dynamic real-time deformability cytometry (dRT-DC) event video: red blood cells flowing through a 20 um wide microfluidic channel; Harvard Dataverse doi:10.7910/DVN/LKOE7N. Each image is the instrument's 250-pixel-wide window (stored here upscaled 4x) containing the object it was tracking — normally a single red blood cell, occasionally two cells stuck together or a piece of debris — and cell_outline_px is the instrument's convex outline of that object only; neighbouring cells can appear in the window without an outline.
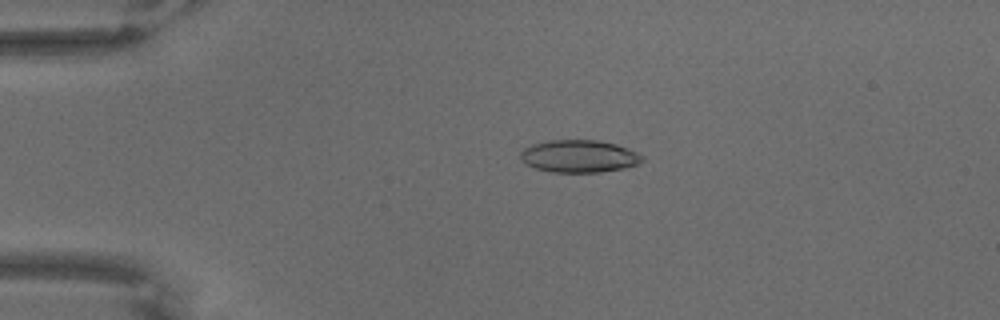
{"species": "common noctule bat (a hibernating species)", "species_latin": "Nyctalus noctula", "temperature_condition": "warm", "stored_images_in_passage": 67, "camera_frame_rate_fps": 3000, "um_per_image_px": 0.085, "animal": {"sex": "male", "body_mass_g": 18.8}, "frame": {"image": 1, "passage_image": 15, "time_ms": 4.667, "image_size_px": [1000, 320], "cell_outline_px": [[644, 160], [640, 164], [624, 168], [600, 172], [552, 172], [536, 168], [520, 160], [520, 152], [524, 148], [532, 144], [552, 140], [600, 140], [616, 144], [628, 148], [644, 156]], "centroid_in_image_um": [49.25, 13.28], "position_along_channel_um": 35.7, "area_um2": 23.12}}
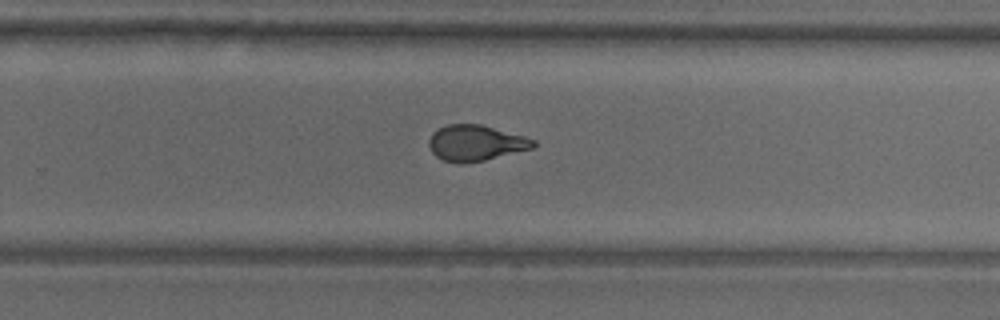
{"frame": {"image": 2, "passage_image": 44, "time_ms": 14.333, "image_size_px": [1000, 320], "cell_outline_px": [[536, 144], [532, 148], [484, 160], [460, 164], [444, 160], [436, 156], [432, 152], [428, 144], [428, 140], [432, 132], [436, 128], [448, 124], [480, 124], [524, 136], [536, 140]], "centroid_in_image_um": [40.39, 12.14], "position_along_channel_um": 289.4, "area_um2": 21.73}}
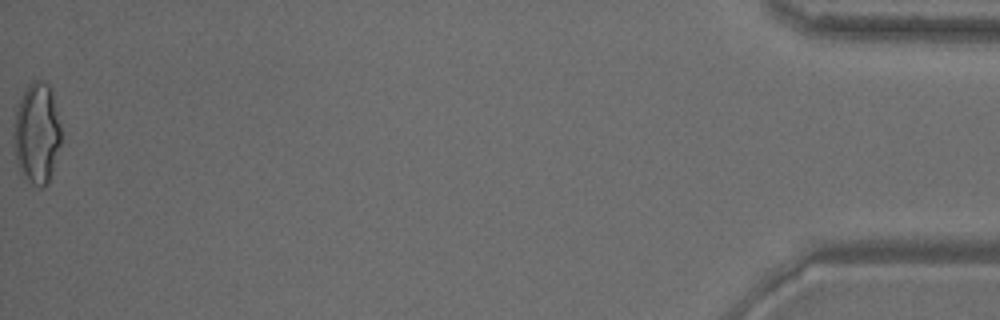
{"frame": {"image": 3, "passage_image": 67, "time_ms": 22.0, "image_size_px": [1000, 320], "cell_outline_px": [[60, 144], [52, 172], [48, 184], [44, 188], [40, 188], [24, 180], [20, 172], [16, 160], [12, 136], [16, 108], [20, 96], [28, 84], [32, 80], [44, 80], [52, 88], [60, 124]], "centroid_in_image_um": [3.11, 11.33], "position_along_channel_um": 432.1, "area_um2": 28.55}}